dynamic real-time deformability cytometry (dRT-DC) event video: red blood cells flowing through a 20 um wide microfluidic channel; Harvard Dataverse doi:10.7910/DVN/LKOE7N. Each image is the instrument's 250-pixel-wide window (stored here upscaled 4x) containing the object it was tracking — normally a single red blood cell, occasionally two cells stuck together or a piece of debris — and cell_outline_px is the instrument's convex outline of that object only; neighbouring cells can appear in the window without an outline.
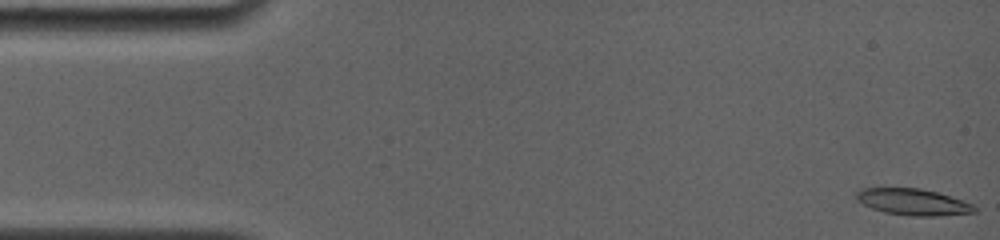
{"species": "common noctule bat (a hibernating species)", "species_latin": "Nyctalus noctula", "temperature_condition": "room temperature", "stored_images_in_passage": 36, "camera_frame_rate_fps": 4000, "um_per_image_px": 0.085, "animal": {"sex": "female", "body_mass_g": 19.0, "forearm_length_mm": 56.7}, "frame": {"image": 1, "passage_image": 1, "time_ms": 0.0, "image_size_px": [1000, 240], "cell_outline_px": [[976, 212], [936, 216], [908, 216], [884, 212], [872, 208], [856, 200], [856, 192], [860, 188], [920, 188], [936, 192], [972, 204], [976, 208]], "centroid_in_image_um": [77.56, 17.17], "position_along_channel_um": 7.4, "area_um2": 18.03}}
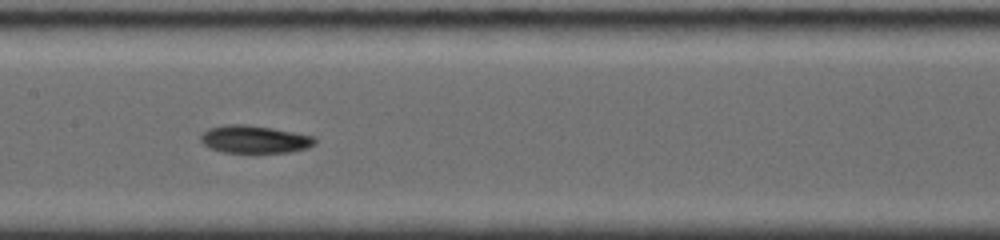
{"frame": {"image": 2, "passage_image": 18, "time_ms": 8.0, "image_size_px": [1000, 240], "cell_outline_px": [[316, 144], [308, 148], [292, 152], [224, 152], [212, 148], [204, 144], [200, 140], [200, 132], [208, 128], [224, 124], [244, 124], [272, 128], [316, 136]], "centroid_in_image_um": [21.65, 11.83], "position_along_channel_um": 185.8, "area_um2": 18.55}}
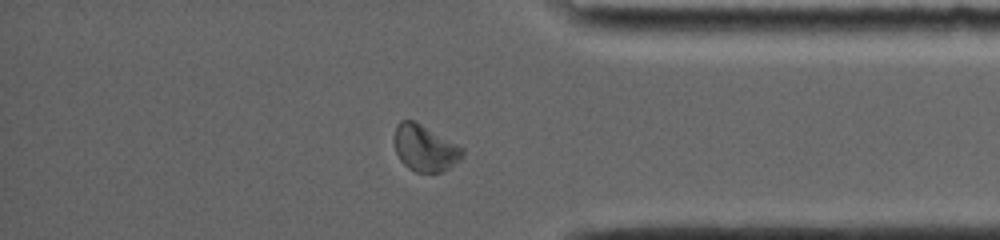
{"frame": {"image": 3, "passage_image": 31, "time_ms": 13.75, "image_size_px": [1000, 240], "cell_outline_px": [[464, 156], [460, 160], [444, 172], [416, 172], [408, 168], [400, 160], [396, 152], [392, 140], [396, 124], [400, 120], [416, 120], [464, 148]], "centroid_in_image_um": [36.1, 12.57], "position_along_channel_um": 399.1, "area_um2": 18.9}, "authors_computed_cell_mechanics": {"area_um2": 18.207, "velocity_mm_per_s": 3.785, "shape_relaxation_time_tau1_ms": null, "shape_relaxation_time_tau2_ms": 5.4233, "deformation_change_tau1": null, "deformation_change_tau2": 0.1006}}